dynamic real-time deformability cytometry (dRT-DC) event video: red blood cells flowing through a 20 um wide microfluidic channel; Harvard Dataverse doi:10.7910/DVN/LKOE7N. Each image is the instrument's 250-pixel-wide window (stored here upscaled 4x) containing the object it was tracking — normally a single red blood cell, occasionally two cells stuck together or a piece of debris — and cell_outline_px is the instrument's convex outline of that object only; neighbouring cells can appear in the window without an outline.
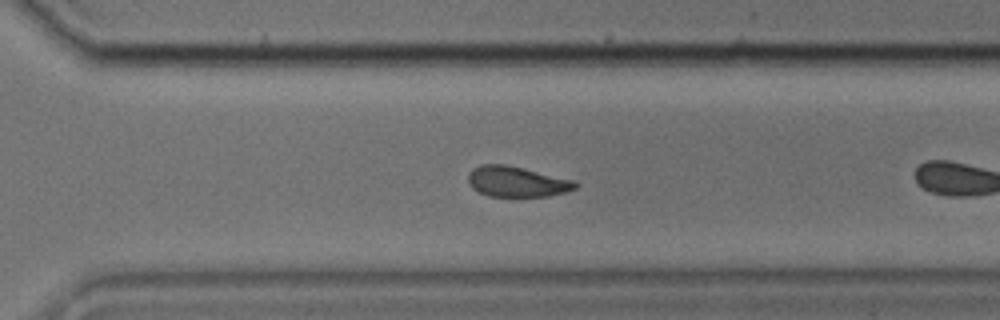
{"species": "common noctule bat (a hibernating species)", "species_latin": "Nyctalus noctula", "temperature_condition": "cold", "stored_images_in_passage": 38, "camera_frame_rate_fps": 3000, "um_per_image_px": 0.085, "animal": {"sex": "male", "body_mass_g": 17.9, "forearm_length_mm": 54.2}, "frame": {"image": 1, "passage_image": 22, "time_ms": 7.0, "image_size_px": [1000, 320], "cell_outline_px": [[580, 184], [576, 188], [564, 192], [548, 196], [488, 196], [472, 188], [468, 184], [468, 172], [472, 168], [480, 164], [504, 164], [576, 180]], "centroid_in_image_um": [43.92, 15.43], "position_along_channel_um": 326.7, "area_um2": 19.13}}